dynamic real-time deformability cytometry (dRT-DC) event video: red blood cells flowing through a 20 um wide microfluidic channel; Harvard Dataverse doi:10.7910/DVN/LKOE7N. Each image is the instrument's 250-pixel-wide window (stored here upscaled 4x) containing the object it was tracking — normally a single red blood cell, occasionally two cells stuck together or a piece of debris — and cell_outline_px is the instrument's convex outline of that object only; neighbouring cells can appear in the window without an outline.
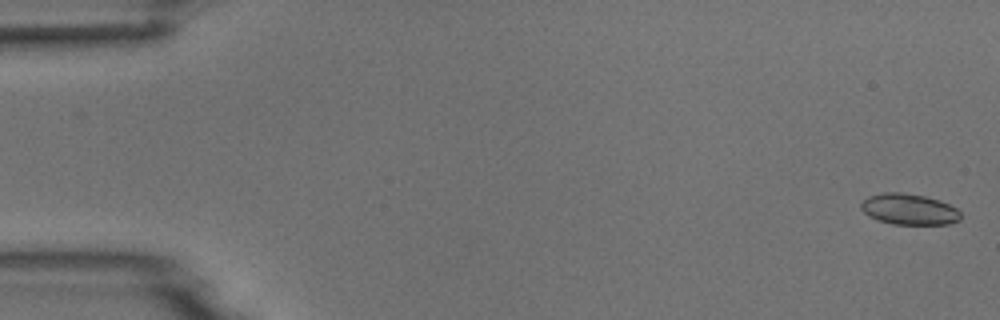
{"species": "common noctule bat (a hibernating species)", "species_latin": "Nyctalus noctula", "temperature_condition": "room temperature", "stored_images_in_passage": 5, "camera_frame_rate_fps": 3000, "um_per_image_px": 0.085, "animal": {"sex": "male", "body_mass_g": 18.8}, "frame": {"image": 1, "passage_image": 1, "time_ms": 0.0, "image_size_px": [1000, 320], "cell_outline_px": [[960, 220], [948, 224], [892, 224], [868, 216], [860, 208], [860, 204], [868, 196], [884, 192], [900, 192], [924, 196], [940, 200], [956, 208], [960, 212]], "centroid_in_image_um": [77.26, 17.78], "position_along_channel_um": 7.7, "area_um2": 17.92}}
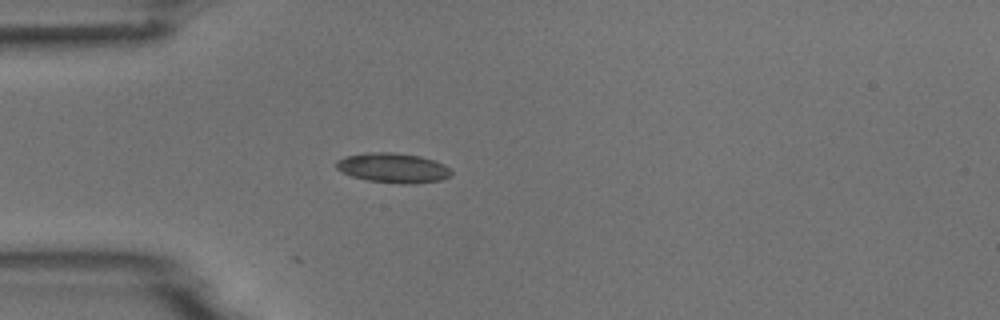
{"frame": {"image": 2, "passage_image": 5, "time_ms": 4.667, "image_size_px": [1000, 320], "cell_outline_px": [[452, 172], [448, 176], [440, 180], [412, 184], [396, 184], [368, 180], [352, 176], [340, 172], [336, 168], [336, 160], [344, 156], [368, 152], [392, 152], [420, 156], [444, 164]], "centroid_in_image_um": [33.35, 14.27], "position_along_channel_um": 51.6, "area_um2": 20.0}}